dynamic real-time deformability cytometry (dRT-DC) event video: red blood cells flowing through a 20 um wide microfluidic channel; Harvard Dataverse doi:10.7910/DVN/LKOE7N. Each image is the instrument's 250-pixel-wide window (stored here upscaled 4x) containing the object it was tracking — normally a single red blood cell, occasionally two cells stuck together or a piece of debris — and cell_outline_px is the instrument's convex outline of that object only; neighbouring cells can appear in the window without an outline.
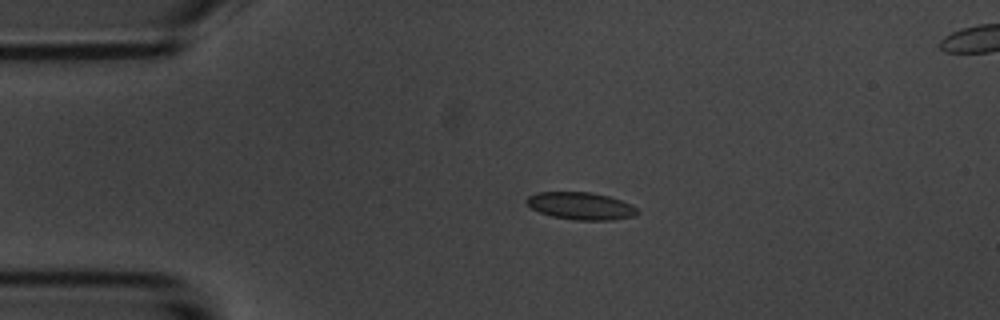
{"species": "common noctule bat (a hibernating species)", "species_latin": "Nyctalus noctula", "temperature_condition": "room temperature", "stored_images_in_passage": 4, "camera_frame_rate_fps": 3000, "um_per_image_px": 0.085, "animal": {"sex": "male", "body_mass_g": 20.1, "forearm_length_mm": 53.5}, "frame": {"image": 1, "passage_image": 2, "time_ms": 1.333, "image_size_px": [1000, 320], "cell_outline_px": [[640, 212], [632, 216], [612, 220], [576, 220], [552, 216], [540, 212], [532, 208], [524, 200], [528, 196], [536, 192], [592, 192], [608, 196], [632, 204]], "centroid_in_image_um": [49.36, 17.5], "position_along_channel_um": 35.6, "area_um2": 17.63}}